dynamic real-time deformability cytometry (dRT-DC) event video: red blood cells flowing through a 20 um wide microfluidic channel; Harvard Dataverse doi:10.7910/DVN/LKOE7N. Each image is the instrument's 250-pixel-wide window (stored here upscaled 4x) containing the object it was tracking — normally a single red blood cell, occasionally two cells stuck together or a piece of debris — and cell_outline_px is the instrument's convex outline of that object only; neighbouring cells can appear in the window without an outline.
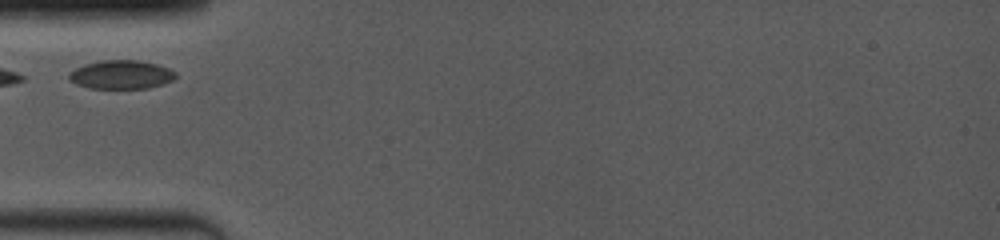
{"species": "common noctule bat (a hibernating species)", "species_latin": "Nyctalus noctula", "temperature_condition": "room temperature", "stored_images_in_passage": 12, "camera_frame_rate_fps": 4000, "um_per_image_px": 0.085, "animal": {"sex": "female", "body_mass_g": 19.0, "forearm_length_mm": 53.3}, "frame": {"image": 1, "passage_image": 1, "time_ms": 0.0, "image_size_px": [1000, 240], "cell_outline_px": [[176, 76], [172, 80], [164, 84], [148, 88], [88, 88], [76, 84], [68, 80], [68, 72], [84, 64], [100, 60], [140, 60], [156, 64], [168, 68], [176, 72]], "centroid_in_image_um": [10.27, 6.34], "position_along_channel_um": 74.7, "area_um2": 17.98}}
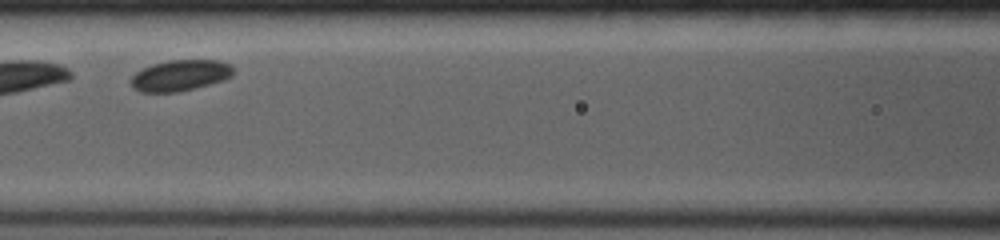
{"frame": {"image": 2, "passage_image": 6, "time_ms": 2.0, "image_size_px": [1000, 240], "cell_outline_px": [[232, 76], [224, 80], [196, 88], [176, 92], [140, 92], [132, 88], [128, 80], [136, 72], [152, 64], [168, 60], [220, 60], [228, 64], [232, 68]], "centroid_in_image_um": [15.27, 6.42], "position_along_channel_um": 151.3, "area_um2": 18.61}}
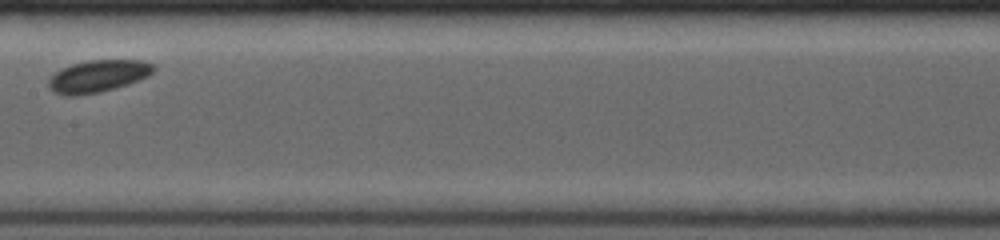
{"frame": {"image": 3, "passage_image": 9, "time_ms": 3.25, "image_size_px": [1000, 240], "cell_outline_px": [[156, 68], [148, 76], [140, 80], [128, 84], [100, 92], [76, 96], [68, 96], [56, 92], [48, 84], [48, 80], [60, 68], [72, 64], [88, 60], [144, 60], [156, 64]], "centroid_in_image_um": [8.38, 6.46], "position_along_channel_um": 199.0, "area_um2": 19.71}}